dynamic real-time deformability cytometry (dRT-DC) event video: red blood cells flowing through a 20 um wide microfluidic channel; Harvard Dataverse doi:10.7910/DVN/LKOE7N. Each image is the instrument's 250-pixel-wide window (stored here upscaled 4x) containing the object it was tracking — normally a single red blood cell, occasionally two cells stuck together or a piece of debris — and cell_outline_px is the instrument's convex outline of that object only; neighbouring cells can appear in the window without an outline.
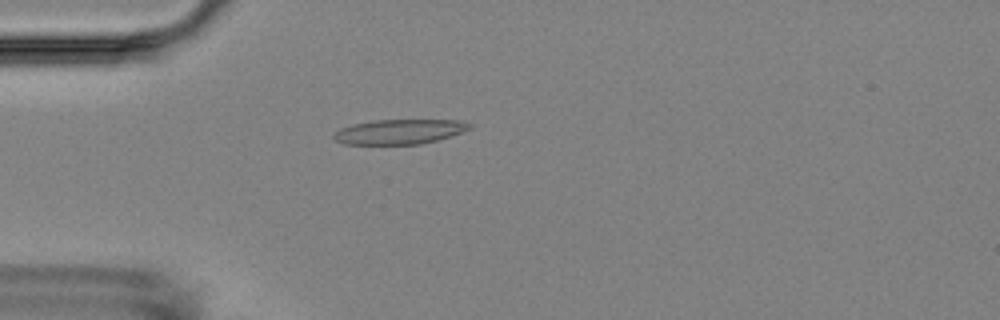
{"species": "Egyptian fruit bat (a non-hibernating species)", "species_latin": "Rousettus aegyptiacus", "temperature_condition": "room temperature", "stored_images_in_passage": 5, "camera_frame_rate_fps": 3000, "um_per_image_px": 0.085, "animal": {"sex": "female"}, "frame": {"image": 1, "passage_image": 4, "time_ms": 4.667, "image_size_px": [1000, 320], "cell_outline_px": [[472, 128], [436, 140], [420, 144], [344, 144], [336, 140], [332, 136], [340, 128], [352, 124], [372, 120], [456, 120], [472, 124]], "centroid_in_image_um": [33.91, 11.19], "position_along_channel_um": 51.1, "area_um2": 19.42}}